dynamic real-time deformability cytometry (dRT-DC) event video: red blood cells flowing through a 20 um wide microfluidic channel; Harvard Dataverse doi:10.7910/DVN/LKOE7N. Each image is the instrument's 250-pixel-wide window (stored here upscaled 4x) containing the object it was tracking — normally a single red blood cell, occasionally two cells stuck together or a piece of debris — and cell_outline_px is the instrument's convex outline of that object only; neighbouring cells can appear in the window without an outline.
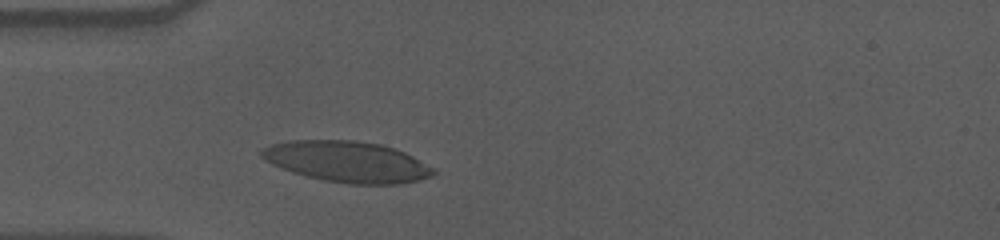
{"species": "human", "species_latin": "Homo sapiens", "temperature_condition": "cold", "stored_images_in_passage": 37, "camera_frame_rate_fps": 3000, "um_per_image_px": 0.085, "donor": {"sex": "male"}, "frame": {"image": 1, "passage_image": 7, "time_ms": 2.0, "image_size_px": [1000, 240], "cell_outline_px": [[436, 176], [420, 180], [400, 184], [348, 184], [324, 180], [292, 172], [280, 168], [272, 164], [260, 156], [260, 152], [264, 148], [272, 144], [288, 140], [356, 140], [380, 144], [404, 152], [436, 168]], "centroid_in_image_um": [29.55, 13.75], "position_along_channel_um": 55.4, "area_um2": 41.21}}
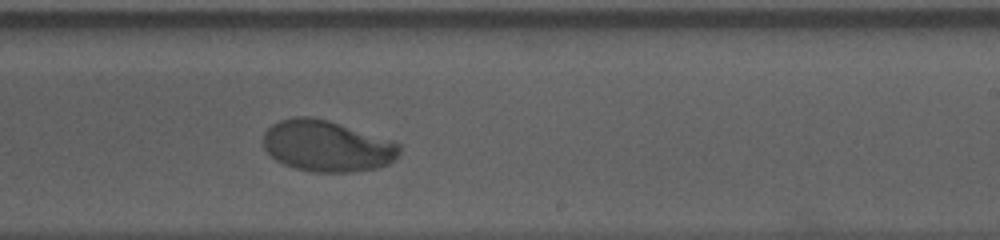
{"frame": {"image": 2, "passage_image": 25, "time_ms": 8.0, "image_size_px": [1000, 240], "cell_outline_px": [[400, 152], [388, 164], [376, 168], [352, 172], [312, 172], [296, 168], [284, 164], [276, 160], [264, 148], [264, 132], [272, 124], [280, 120], [292, 116], [312, 116], [328, 120], [392, 140], [400, 144]], "centroid_in_image_um": [27.78, 12.4], "position_along_channel_um": 261.2, "area_um2": 40.63}}
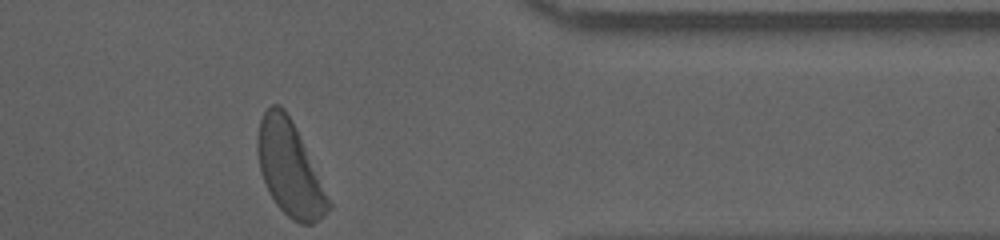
{"frame": {"image": 3, "passage_image": 37, "time_ms": 12.0, "image_size_px": [1000, 240], "cell_outline_px": [[332, 208], [324, 216], [312, 224], [300, 224], [292, 220], [276, 204], [264, 180], [260, 168], [256, 148], [256, 136], [260, 120], [264, 112], [272, 104], [280, 104], [284, 108], [332, 204]], "centroid_in_image_um": [24.6, 14.36], "position_along_channel_um": 386.8, "area_um2": 37.86}, "authors_computed_cell_mechanics": {"area_um2": 41.0958, "velocity_mm_per_s": 3.5388, "shape_relaxation_time_tau1_ms": 5.5213, "shape_relaxation_time_tau2_ms": 1.3267, "deformation_change_tau1": 0.2196, "deformation_change_tau2": 0.0432}}